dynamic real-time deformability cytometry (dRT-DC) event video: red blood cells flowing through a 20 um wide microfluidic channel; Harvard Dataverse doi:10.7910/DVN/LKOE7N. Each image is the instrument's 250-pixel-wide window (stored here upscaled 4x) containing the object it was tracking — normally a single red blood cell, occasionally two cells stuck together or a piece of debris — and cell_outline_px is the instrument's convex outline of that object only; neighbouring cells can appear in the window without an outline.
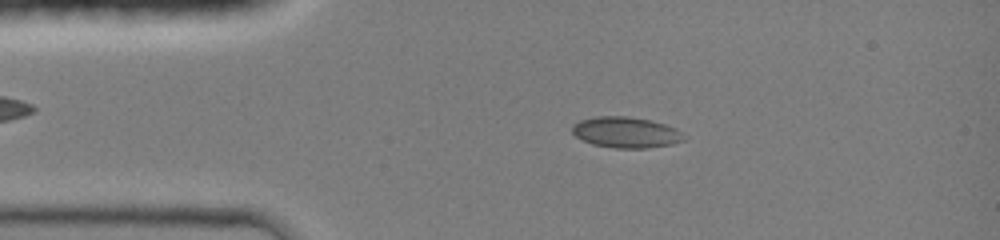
{"species": "common noctule bat (a hibernating species)", "species_latin": "Nyctalus noctula", "temperature_condition": "room temperature", "stored_images_in_passage": 38, "camera_frame_rate_fps": 3000, "um_per_image_px": 0.085, "animal": {"sex": "female", "body_mass_g": 19.0, "forearm_length_mm": 51.5}, "frame": {"image": 1, "passage_image": 7, "time_ms": 2.333, "image_size_px": [1000, 240], "cell_outline_px": [[684, 140], [672, 144], [648, 148], [616, 148], [592, 144], [576, 136], [572, 132], [572, 124], [580, 120], [596, 116], [628, 116], [648, 120], [664, 124], [676, 128], [680, 132]], "centroid_in_image_um": [53.17, 11.25], "position_along_channel_um": 31.8, "area_um2": 19.94}}
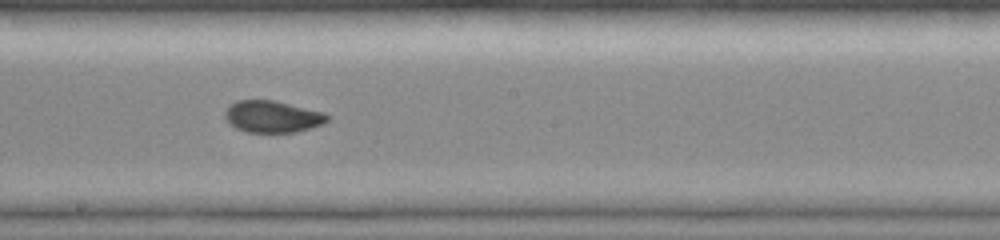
{"frame": {"image": 2, "passage_image": 22, "time_ms": 7.667, "image_size_px": [1000, 240], "cell_outline_px": [[328, 120], [324, 124], [312, 128], [296, 132], [248, 132], [236, 128], [228, 124], [224, 116], [224, 112], [236, 100], [276, 100], [324, 112], [328, 116]], "centroid_in_image_um": [23.16, 9.91], "position_along_channel_um": 225.0, "area_um2": 19.13}}
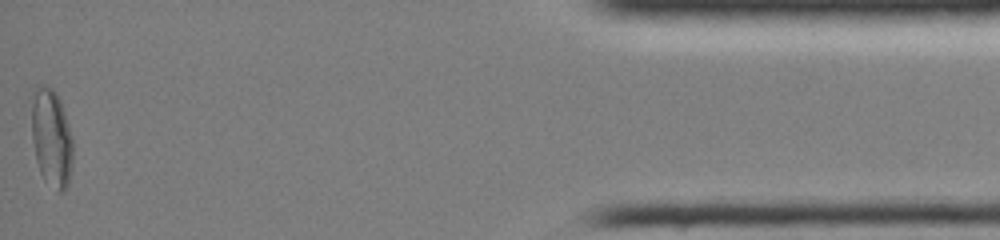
{"frame": {"image": 3, "passage_image": 38, "time_ms": 14.333, "image_size_px": [1000, 240], "cell_outline_px": [[72, 164], [68, 184], [64, 192], [56, 192], [44, 180], [40, 172], [36, 160], [32, 140], [32, 92], [36, 88], [44, 84], [52, 88], [56, 92], [60, 100], [68, 124], [72, 140]], "centroid_in_image_um": [4.37, 11.75], "position_along_channel_um": 430.8, "area_um2": 23.7}, "authors_computed_cell_mechanics": {"area_um2": 19.6231, "velocity_mm_per_s": 4.2472, "shape_relaxation_time_tau1_ms": null, "shape_relaxation_time_tau2_ms": 0.5817, "deformation_change_tau1": null, "deformation_change_tau2": 0.034}}